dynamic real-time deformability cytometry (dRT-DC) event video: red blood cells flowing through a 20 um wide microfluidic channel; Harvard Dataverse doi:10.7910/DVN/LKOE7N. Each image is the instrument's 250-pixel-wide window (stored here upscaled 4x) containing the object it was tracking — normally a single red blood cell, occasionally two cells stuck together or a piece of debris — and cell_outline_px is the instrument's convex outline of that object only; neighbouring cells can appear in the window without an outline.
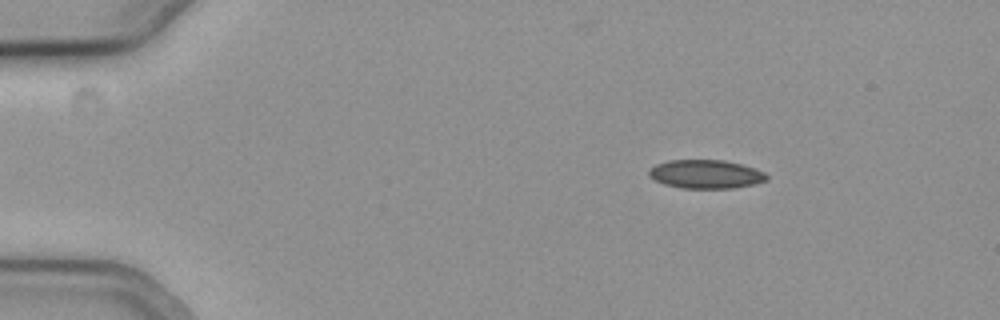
{"species": "common noctule bat (a hibernating species)", "species_latin": "Nyctalus noctula", "temperature_condition": "cold", "stored_images_in_passage": 44, "camera_frame_rate_fps": 3000, "um_per_image_px": 0.085, "animal": {"sex": "female", "body_mass_g": 19.3, "forearm_length_mm": 54.1}, "frame": {"image": 1, "passage_image": 1, "time_ms": 0.0, "image_size_px": [1000, 320], "cell_outline_px": [[768, 180], [756, 184], [732, 188], [680, 188], [664, 184], [648, 176], [648, 168], [656, 164], [668, 160], [724, 160], [756, 168], [764, 172], [768, 176]], "centroid_in_image_um": [59.99, 14.8], "position_along_channel_um": 25.0, "area_um2": 19.83}}
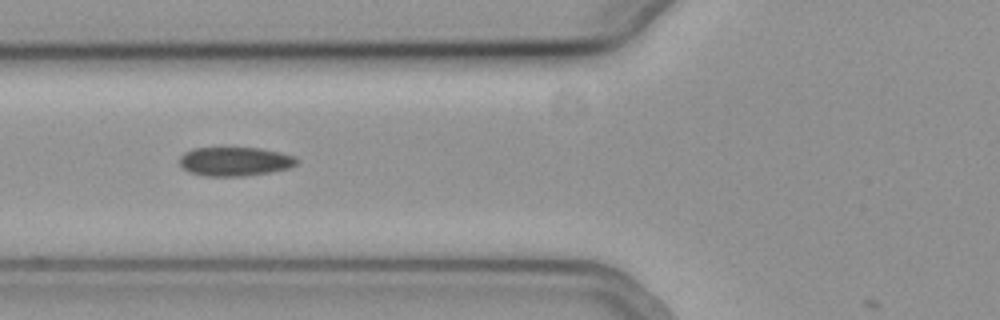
{"frame": {"image": 2, "passage_image": 14, "time_ms": 4.333, "image_size_px": [1000, 320], "cell_outline_px": [[300, 160], [296, 164], [288, 168], [272, 172], [244, 176], [204, 176], [188, 172], [180, 164], [180, 156], [184, 152], [192, 148], [260, 148], [280, 152], [296, 156]], "centroid_in_image_um": [19.98, 13.72], "position_along_channel_um": 105.8, "area_um2": 19.94}}
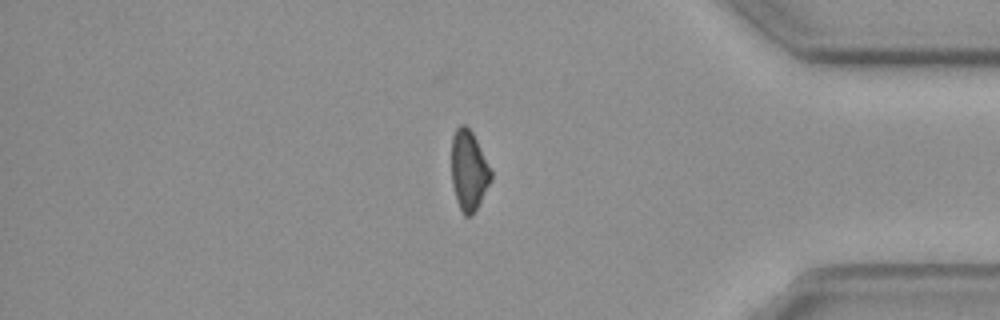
{"frame": {"image": 3, "passage_image": 39, "time_ms": 12.667, "image_size_px": [1000, 320], "cell_outline_px": [[492, 180], [472, 216], [464, 216], [456, 200], [452, 184], [452, 136], [456, 128], [460, 124], [464, 124], [472, 132], [492, 172]], "centroid_in_image_um": [39.84, 14.5], "position_along_channel_um": 395.4, "area_um2": 18.26}}